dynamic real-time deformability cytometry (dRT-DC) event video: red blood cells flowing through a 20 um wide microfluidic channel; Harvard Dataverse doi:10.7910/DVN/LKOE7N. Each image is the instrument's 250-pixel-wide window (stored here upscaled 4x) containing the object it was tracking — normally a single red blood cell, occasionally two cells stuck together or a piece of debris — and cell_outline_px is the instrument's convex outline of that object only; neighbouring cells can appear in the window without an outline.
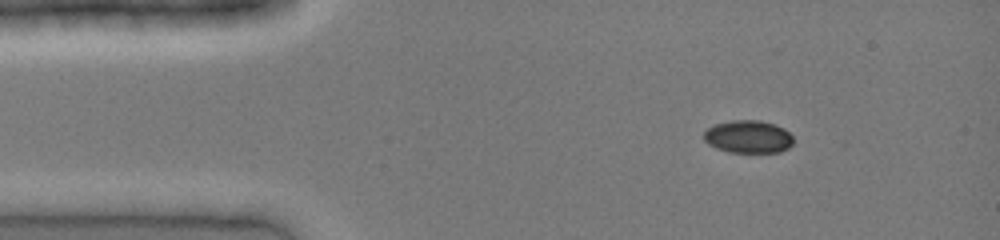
{"species": "common noctule bat (a hibernating species)", "species_latin": "Nyctalus noctula", "temperature_condition": "cold", "stored_images_in_passage": 37, "camera_frame_rate_fps": 3000, "um_per_image_px": 0.085, "animal": {"sex": "female", "body_mass_g": 19.0, "forearm_length_mm": 51.5}, "frame": {"image": 1, "passage_image": 1, "time_ms": 0.0, "image_size_px": [1000, 240], "cell_outline_px": [[792, 144], [788, 148], [780, 152], [728, 152], [716, 148], [708, 144], [704, 140], [704, 132], [708, 128], [716, 124], [732, 120], [760, 120], [784, 128], [792, 136]], "centroid_in_image_um": [63.59, 11.62], "position_along_channel_um": 21.4, "area_um2": 16.99}}
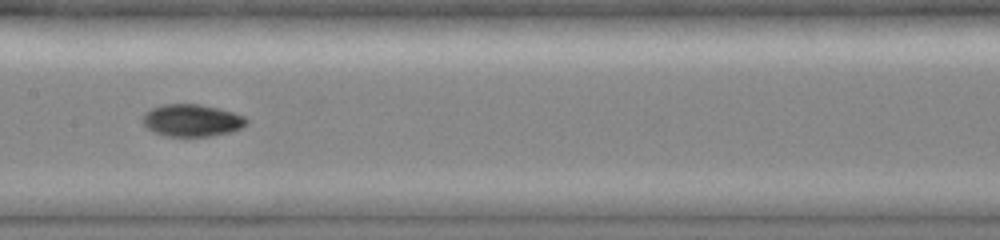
{"frame": {"image": 2, "passage_image": 16, "time_ms": 5.0, "image_size_px": [1000, 240], "cell_outline_px": [[248, 120], [240, 128], [232, 132], [212, 136], [164, 136], [152, 132], [144, 124], [144, 116], [152, 108], [164, 104], [196, 104], [216, 108], [232, 112], [244, 116]], "centroid_in_image_um": [16.31, 10.25], "position_along_channel_um": 191.1, "area_um2": 19.19}}
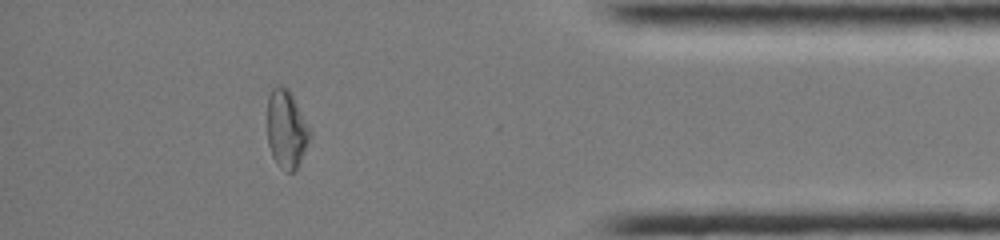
{"frame": {"image": 3, "passage_image": 32, "time_ms": 10.333, "image_size_px": [1000, 240], "cell_outline_px": [[312, 136], [296, 168], [292, 172], [284, 172], [276, 164], [272, 156], [268, 144], [268, 96], [272, 88], [280, 84], [288, 88], [312, 132]], "centroid_in_image_um": [24.34, 10.99], "position_along_channel_um": 410.9, "area_um2": 19.42}}